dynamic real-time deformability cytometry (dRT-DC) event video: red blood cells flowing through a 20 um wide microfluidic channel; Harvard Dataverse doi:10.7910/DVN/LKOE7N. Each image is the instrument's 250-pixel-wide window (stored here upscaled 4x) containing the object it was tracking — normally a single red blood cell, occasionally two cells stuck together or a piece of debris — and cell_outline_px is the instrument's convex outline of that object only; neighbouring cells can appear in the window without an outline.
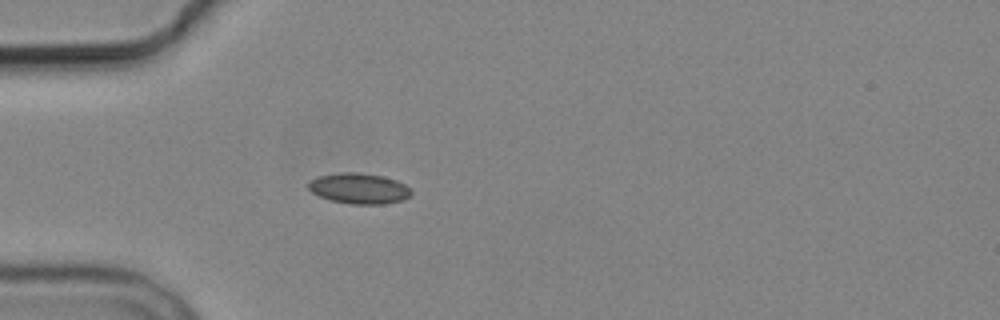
{"species": "common noctule bat (a hibernating species)", "species_latin": "Nyctalus noctula", "temperature_condition": "cold", "stored_images_in_passage": 1, "camera_frame_rate_fps": 3000, "um_per_image_px": 0.085, "animal": {"sex": "male", "body_mass_g": 19.2, "forearm_length_mm": 51.8}, "frame": {"image": 1, "passage_image": 1, "time_ms": 0.0, "image_size_px": [1000, 320], "cell_outline_px": [[412, 192], [404, 200], [384, 204], [352, 204], [332, 200], [320, 196], [312, 192], [308, 188], [308, 184], [312, 180], [320, 176], [336, 172], [356, 172], [384, 176], [396, 180], [404, 184]], "centroid_in_image_um": [30.53, 16.01], "position_along_channel_um": 54.5, "area_um2": 18.21}}